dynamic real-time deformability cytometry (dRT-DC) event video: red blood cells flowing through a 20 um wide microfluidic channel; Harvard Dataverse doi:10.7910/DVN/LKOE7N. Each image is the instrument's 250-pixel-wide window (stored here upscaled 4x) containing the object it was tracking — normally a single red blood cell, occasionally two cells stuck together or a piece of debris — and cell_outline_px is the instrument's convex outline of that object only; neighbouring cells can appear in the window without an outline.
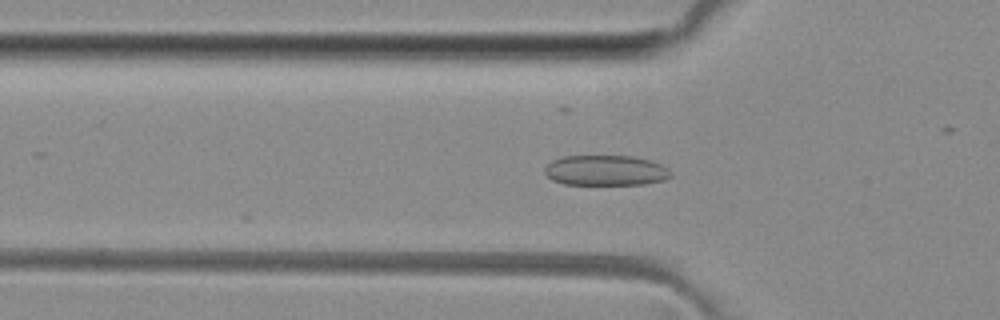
{"species": "common noctule bat (a hibernating species)", "species_latin": "Nyctalus noctula", "temperature_condition": "room temperature", "stored_images_in_passage": 41, "camera_frame_rate_fps": 3000, "um_per_image_px": 0.085, "animal": {"sex": "female", "body_mass_g": 29.2, "forearm_length_mm": 56.3}, "frame": {"image": 1, "passage_image": 16, "time_ms": 5.0, "image_size_px": [1000, 320], "cell_outline_px": [[672, 176], [664, 180], [644, 184], [564, 184], [552, 180], [544, 172], [544, 168], [552, 160], [564, 156], [632, 156], [652, 160], [668, 168]], "centroid_in_image_um": [51.49, 14.48], "position_along_channel_um": 74.3, "area_um2": 22.31}}
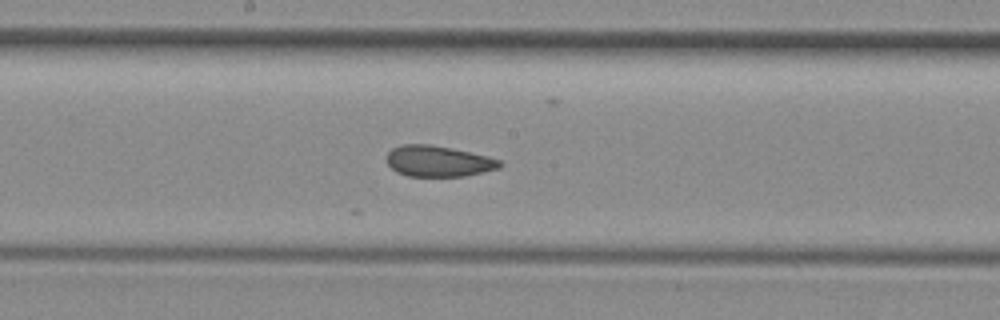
{"frame": {"image": 2, "passage_image": 26, "time_ms": 8.333, "image_size_px": [1000, 320], "cell_outline_px": [[504, 164], [500, 168], [464, 176], [408, 176], [396, 172], [388, 164], [388, 152], [392, 148], [404, 144], [428, 144], [452, 148], [488, 156], [500, 160]], "centroid_in_image_um": [37.28, 13.7], "position_along_channel_um": 210.9, "area_um2": 20.35}}
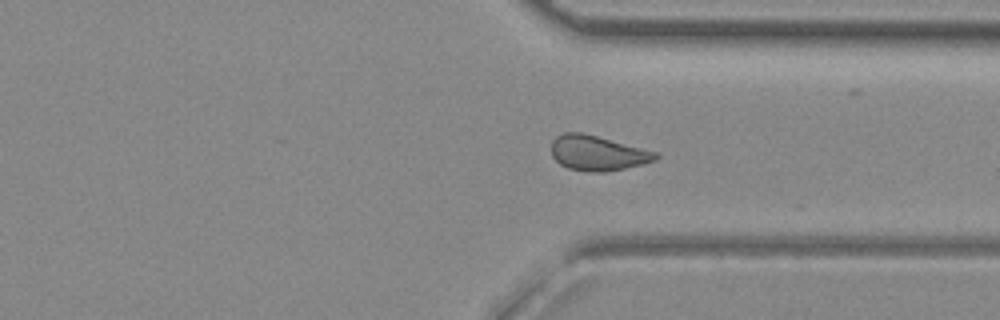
{"frame": {"image": 3, "passage_image": 37, "time_ms": 12.0, "image_size_px": [1000, 320], "cell_outline_px": [[660, 156], [656, 160], [644, 164], [604, 172], [592, 172], [568, 168], [560, 164], [552, 156], [552, 140], [556, 136], [564, 132], [580, 132], [660, 152]], "centroid_in_image_um": [50.83, 13.01], "position_along_channel_um": 360.6, "area_um2": 21.33}}